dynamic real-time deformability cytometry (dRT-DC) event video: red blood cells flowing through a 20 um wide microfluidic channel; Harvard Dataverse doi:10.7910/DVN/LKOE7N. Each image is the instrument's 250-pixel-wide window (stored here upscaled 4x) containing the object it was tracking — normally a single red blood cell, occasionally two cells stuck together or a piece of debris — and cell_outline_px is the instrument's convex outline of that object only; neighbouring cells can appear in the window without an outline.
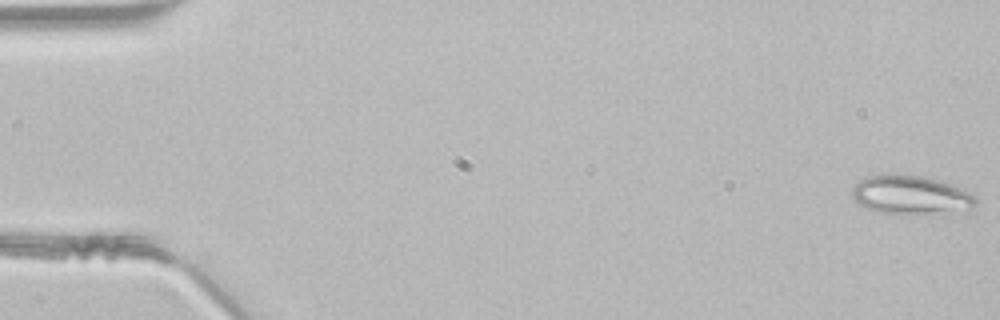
{"species": "common noctule bat (a hibernating species)", "species_latin": "Nyctalus noctula", "temperature_condition": "room temperature", "stored_images_in_passage": 48, "camera_frame_rate_fps": 3000, "um_per_image_px": 0.085, "animal": {"sex": "male", "body_mass_g": 21.5, "forearm_length_mm": 52.0}, "frame": {"image": 1, "passage_image": 1, "time_ms": 0.0, "image_size_px": [1000, 320], "cell_outline_px": [[980, 200], [968, 212], [908, 216], [876, 212], [860, 204], [852, 196], [852, 188], [860, 180], [868, 176], [924, 176], [952, 184], [964, 188], [972, 192]], "centroid_in_image_um": [77.56, 16.65], "position_along_channel_um": 7.4, "area_um2": 28.73}}
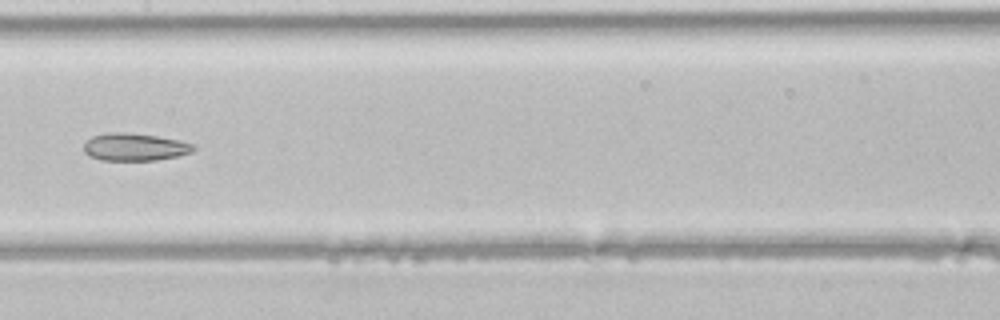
{"frame": {"image": 2, "passage_image": 24, "time_ms": 7.667, "image_size_px": [1000, 320], "cell_outline_px": [[196, 148], [192, 152], [176, 156], [156, 160], [100, 160], [88, 156], [84, 152], [84, 144], [92, 136], [108, 132], [124, 132], [156, 136], [180, 140], [196, 144]], "centroid_in_image_um": [11.46, 12.49], "position_along_channel_um": 195.9, "area_um2": 17.69}}
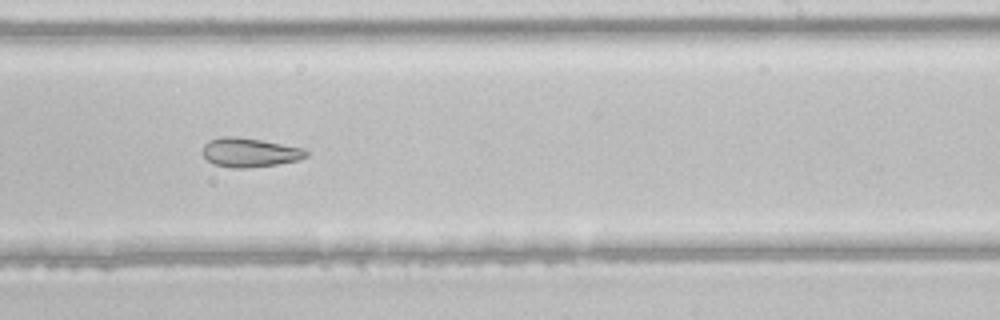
{"frame": {"image": 3, "passage_image": 29, "time_ms": 9.333, "image_size_px": [1000, 320], "cell_outline_px": [[308, 156], [300, 160], [276, 164], [248, 168], [232, 168], [212, 164], [200, 152], [204, 144], [208, 140], [220, 136], [236, 136], [260, 140], [304, 148], [308, 152]], "centroid_in_image_um": [21.18, 12.96], "position_along_channel_um": 267.8, "area_um2": 17.8}}